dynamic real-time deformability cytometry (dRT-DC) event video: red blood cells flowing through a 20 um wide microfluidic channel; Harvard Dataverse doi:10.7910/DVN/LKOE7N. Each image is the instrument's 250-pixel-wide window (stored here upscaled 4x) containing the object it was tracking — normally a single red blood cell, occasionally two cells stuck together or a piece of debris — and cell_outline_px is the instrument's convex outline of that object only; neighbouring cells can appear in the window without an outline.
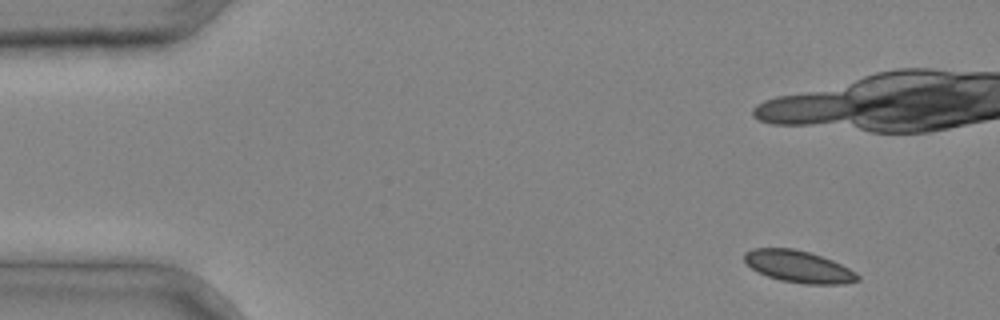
{"species": "common noctule bat (a hibernating species)", "species_latin": "Nyctalus noctula", "temperature_condition": "cold", "stored_images_in_passage": 4, "camera_frame_rate_fps": 3000, "um_per_image_px": 0.085, "animal": {"sex": "male", "body_mass_g": 20.4}, "frame": {"image": 1, "passage_image": 1, "time_ms": 0.0, "image_size_px": [1000, 320], "cell_outline_px": [[860, 280], [844, 284], [804, 284], [780, 280], [768, 276], [752, 268], [744, 260], [744, 252], [752, 248], [792, 248], [808, 252], [832, 260], [856, 272], [860, 276]], "centroid_in_image_um": [67.89, 22.66], "position_along_channel_um": 17.1, "area_um2": 20.92}}